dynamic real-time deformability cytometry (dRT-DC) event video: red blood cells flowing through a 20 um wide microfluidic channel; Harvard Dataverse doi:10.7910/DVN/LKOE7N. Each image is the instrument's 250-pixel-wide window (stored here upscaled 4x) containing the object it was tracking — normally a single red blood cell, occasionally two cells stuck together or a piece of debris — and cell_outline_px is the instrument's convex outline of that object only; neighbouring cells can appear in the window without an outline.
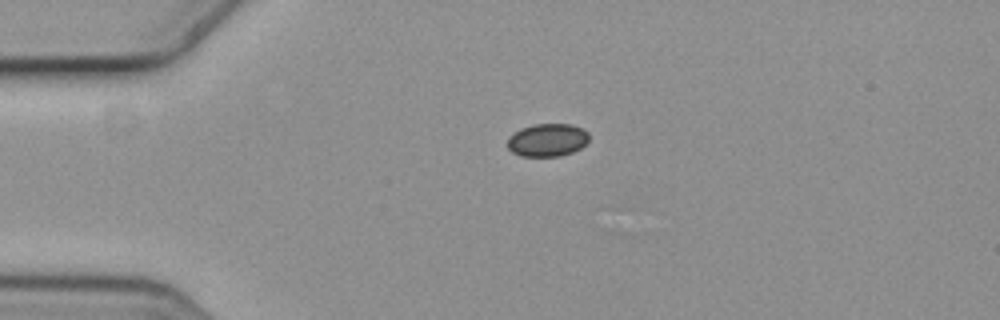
{"species": "common noctule bat (a hibernating species)", "species_latin": "Nyctalus noctula", "temperature_condition": "cold", "stored_images_in_passage": 2, "camera_frame_rate_fps": 3000, "um_per_image_px": 0.085, "animal": {"sex": "female", "body_mass_g": 19.3, "forearm_length_mm": 54.1}, "frame": {"image": 1, "passage_image": 2, "time_ms": 0.333, "image_size_px": [1000, 320], "cell_outline_px": [[588, 140], [580, 148], [572, 152], [560, 156], [520, 156], [512, 152], [508, 148], [508, 136], [520, 128], [532, 124], [572, 124], [584, 128], [588, 132]], "centroid_in_image_um": [46.52, 11.89], "position_along_channel_um": 38.5, "area_um2": 15.78}}